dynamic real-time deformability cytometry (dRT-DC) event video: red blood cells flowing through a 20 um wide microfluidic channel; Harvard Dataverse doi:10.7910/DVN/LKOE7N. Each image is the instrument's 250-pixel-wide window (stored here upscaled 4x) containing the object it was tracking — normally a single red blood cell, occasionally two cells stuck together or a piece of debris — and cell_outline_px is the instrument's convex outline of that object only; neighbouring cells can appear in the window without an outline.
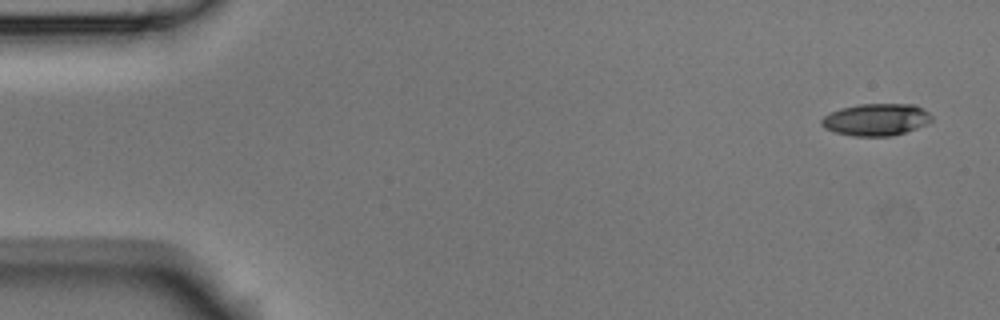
{"species": "Egyptian fruit bat (a non-hibernating species)", "species_latin": "Rousettus aegyptiacus", "temperature_condition": "room temperature", "stored_images_in_passage": 6, "camera_frame_rate_fps": 3000, "um_per_image_px": 0.085, "animal": {"sex": "male"}, "frame": {"image": 1, "passage_image": 1, "time_ms": 0.0, "image_size_px": [1000, 320], "cell_outline_px": [[932, 120], [916, 128], [892, 136], [852, 136], [836, 132], [824, 128], [820, 124], [820, 120], [824, 116], [840, 108], [860, 104], [916, 104], [924, 108], [932, 116]], "centroid_in_image_um": [74.46, 10.16], "position_along_channel_um": 10.5, "area_um2": 20.58}}
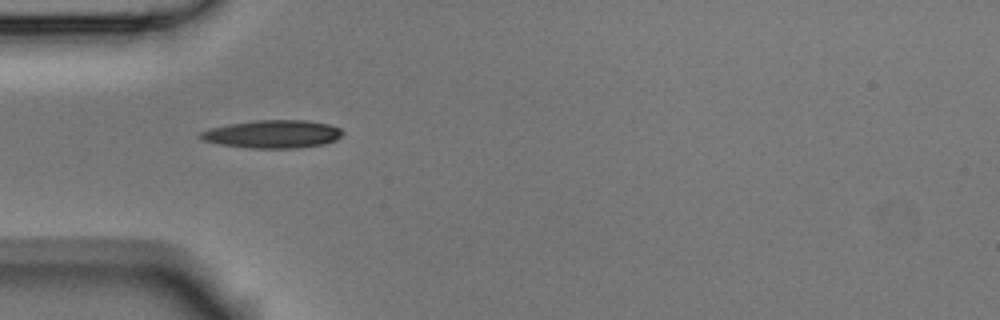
{"frame": {"image": 2, "passage_image": 5, "time_ms": 1.333, "image_size_px": [1000, 320], "cell_outline_px": [[344, 132], [336, 140], [324, 144], [300, 148], [252, 148], [220, 144], [204, 140], [196, 136], [200, 132], [208, 128], [228, 124], [252, 120], [308, 120], [328, 124], [340, 128]], "centroid_in_image_um": [23.17, 11.39], "position_along_channel_um": 61.8, "area_um2": 23.35}}
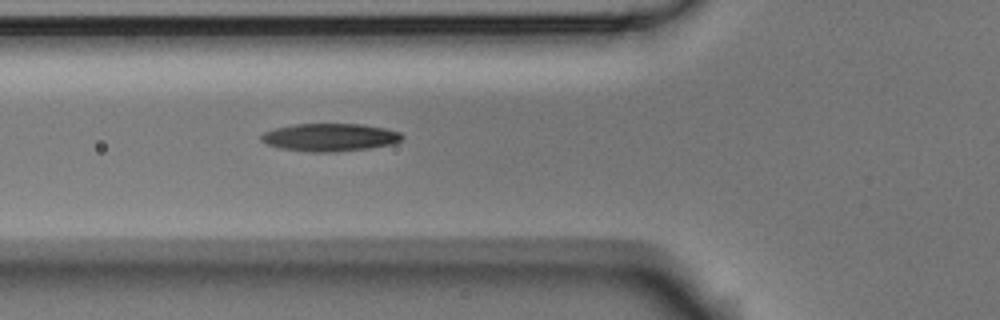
{"frame": {"image": 3, "passage_image": 6, "time_ms": 1.667, "image_size_px": [1000, 320], "cell_outline_px": [[404, 136], [400, 140], [392, 144], [368, 148], [332, 152], [312, 152], [280, 148], [268, 144], [260, 140], [260, 136], [264, 132], [276, 128], [292, 124], [364, 124], [384, 128], [400, 132]], "centroid_in_image_um": [28.03, 11.66], "position_along_channel_um": 97.8, "area_um2": 22.72}}